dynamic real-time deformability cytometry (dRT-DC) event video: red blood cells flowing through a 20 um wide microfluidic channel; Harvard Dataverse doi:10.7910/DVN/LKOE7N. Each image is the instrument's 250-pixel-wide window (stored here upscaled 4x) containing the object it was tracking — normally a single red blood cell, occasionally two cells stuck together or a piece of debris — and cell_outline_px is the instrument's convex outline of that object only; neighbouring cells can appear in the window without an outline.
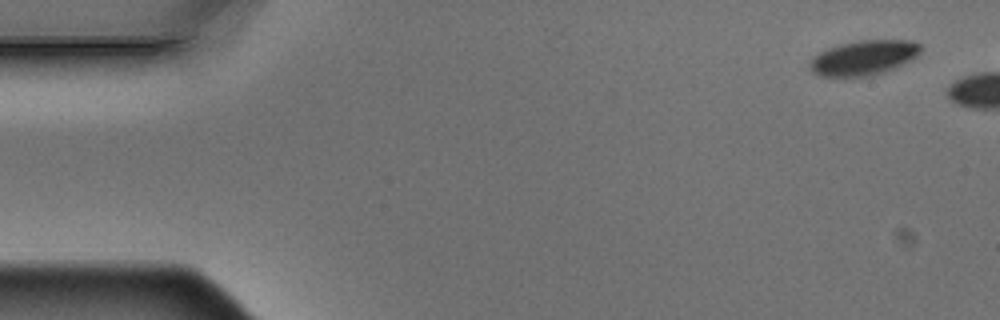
{"species": "Egyptian fruit bat (a non-hibernating species)", "species_latin": "Rousettus aegyptiacus", "temperature_condition": "warm", "stored_images_in_passage": 5, "camera_frame_rate_fps": 3000, "um_per_image_px": 0.085, "animal": {"sex": "male"}, "frame": {"image": 1, "passage_image": 1, "time_ms": 0.0, "image_size_px": [1000, 320], "cell_outline_px": [[924, 48], [912, 60], [896, 68], [872, 76], [820, 76], [812, 72], [808, 64], [812, 56], [828, 48], [840, 44], [860, 40], [912, 40], [920, 44]], "centroid_in_image_um": [73.44, 4.9], "position_along_channel_um": 11.6, "area_um2": 22.77}}